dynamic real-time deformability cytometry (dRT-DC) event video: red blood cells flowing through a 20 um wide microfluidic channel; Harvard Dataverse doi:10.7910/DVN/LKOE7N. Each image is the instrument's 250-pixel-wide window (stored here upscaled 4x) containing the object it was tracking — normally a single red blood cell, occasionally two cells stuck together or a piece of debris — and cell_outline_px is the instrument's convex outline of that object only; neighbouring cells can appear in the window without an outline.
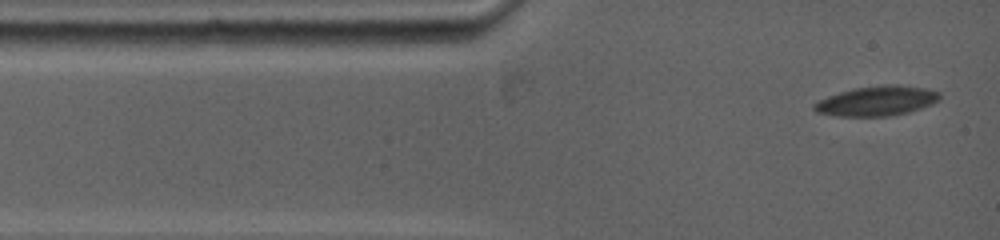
{"species": "common noctule bat (a hibernating species)", "species_latin": "Nyctalus noctula", "temperature_condition": "warm", "stored_images_in_passage": 17, "camera_frame_rate_fps": 5000, "um_per_image_px": 0.085, "animal": {"sex": "female", "body_mass_g": 19.0, "forearm_length_mm": 53.3}, "frame": {"image": 1, "passage_image": 1, "time_ms": 0.0, "image_size_px": [1000, 240], "cell_outline_px": [[940, 100], [932, 104], [908, 112], [888, 116], [832, 116], [816, 112], [812, 108], [812, 104], [828, 96], [852, 88], [884, 84], [896, 84], [928, 88], [940, 92]], "centroid_in_image_um": [74.53, 8.57], "position_along_channel_um": 10.5, "area_um2": 22.02}}
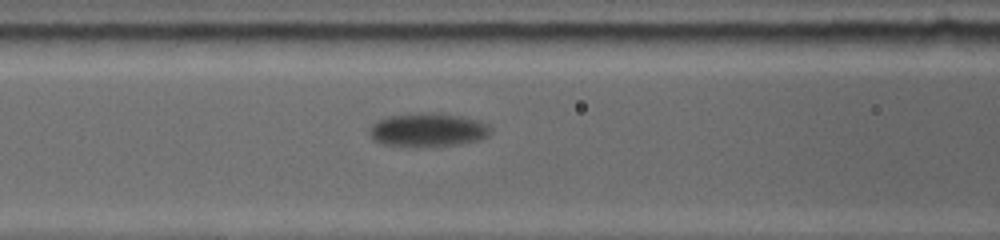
{"frame": {"image": 2, "passage_image": 10, "time_ms": 4.4, "image_size_px": [1000, 240], "cell_outline_px": [[492, 132], [488, 136], [476, 140], [456, 144], [384, 144], [376, 140], [372, 136], [368, 128], [376, 120], [388, 116], [420, 112], [440, 112], [480, 120], [488, 124], [492, 128]], "centroid_in_image_um": [36.41, 10.97], "position_along_channel_um": 130.2, "area_um2": 23.12}}
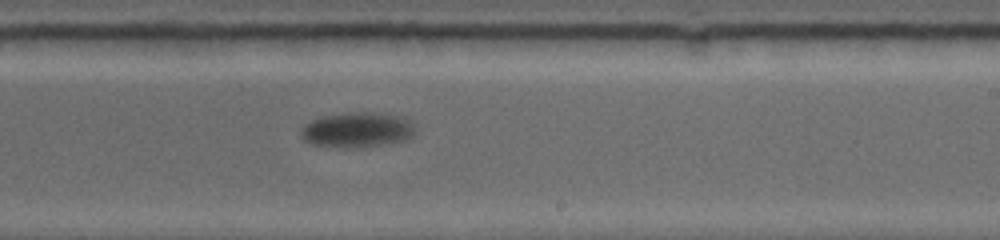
{"frame": {"image": 3, "passage_image": 17, "time_ms": 8.0, "image_size_px": [1000, 240], "cell_outline_px": [[412, 136], [408, 140], [376, 144], [316, 144], [304, 140], [300, 132], [300, 128], [304, 124], [320, 116], [352, 112], [364, 112], [396, 116], [408, 120], [412, 128]], "centroid_in_image_um": [30.3, 10.97], "position_along_channel_um": 258.7, "area_um2": 21.73}}